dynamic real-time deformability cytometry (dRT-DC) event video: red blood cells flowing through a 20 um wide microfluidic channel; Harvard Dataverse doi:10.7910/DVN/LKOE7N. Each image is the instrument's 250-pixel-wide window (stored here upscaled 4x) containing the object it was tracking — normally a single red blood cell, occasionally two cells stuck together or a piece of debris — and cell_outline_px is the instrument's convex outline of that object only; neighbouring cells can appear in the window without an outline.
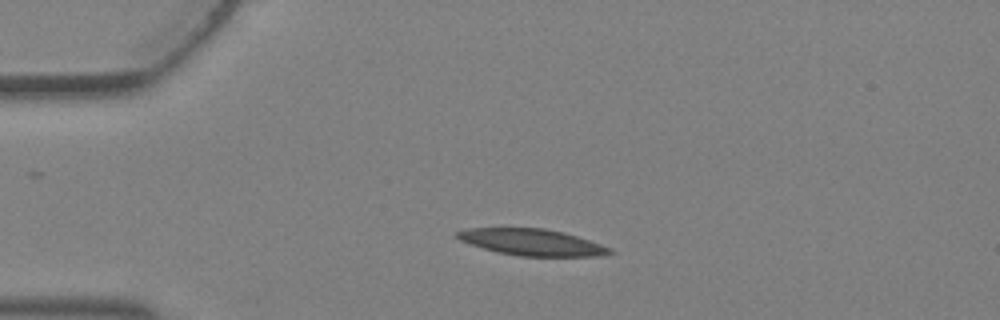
{"species": "Egyptian fruit bat (a non-hibernating species)", "species_latin": "Rousettus aegyptiacus", "temperature_condition": "warm", "stored_images_in_passage": 5, "camera_frame_rate_fps": 3000, "um_per_image_px": 0.085, "animal": {"sex": "female"}, "frame": {"image": 1, "passage_image": 3, "time_ms": 0.667, "image_size_px": [1000, 320], "cell_outline_px": [[616, 252], [596, 256], [520, 256], [496, 252], [460, 240], [456, 236], [456, 232], [468, 228], [544, 228], [576, 236], [612, 248]], "centroid_in_image_um": [45.22, 20.59], "position_along_channel_um": 39.8, "area_um2": 23.24}}
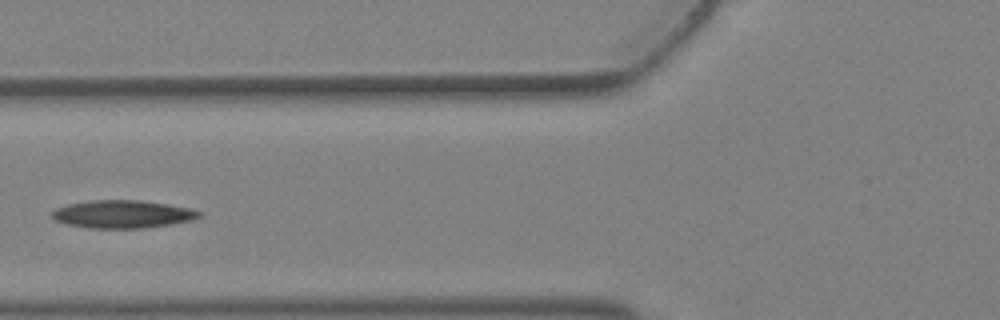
{"frame": {"image": 2, "passage_image": 5, "time_ms": 1.333, "image_size_px": [1000, 320], "cell_outline_px": [[204, 212], [196, 220], [172, 224], [144, 228], [88, 228], [68, 224], [56, 220], [52, 216], [52, 212], [56, 208], [68, 204], [92, 200], [140, 200], [168, 204], [192, 208]], "centroid_in_image_um": [10.5, 18.2], "position_along_channel_um": 115.3, "area_um2": 24.04}}